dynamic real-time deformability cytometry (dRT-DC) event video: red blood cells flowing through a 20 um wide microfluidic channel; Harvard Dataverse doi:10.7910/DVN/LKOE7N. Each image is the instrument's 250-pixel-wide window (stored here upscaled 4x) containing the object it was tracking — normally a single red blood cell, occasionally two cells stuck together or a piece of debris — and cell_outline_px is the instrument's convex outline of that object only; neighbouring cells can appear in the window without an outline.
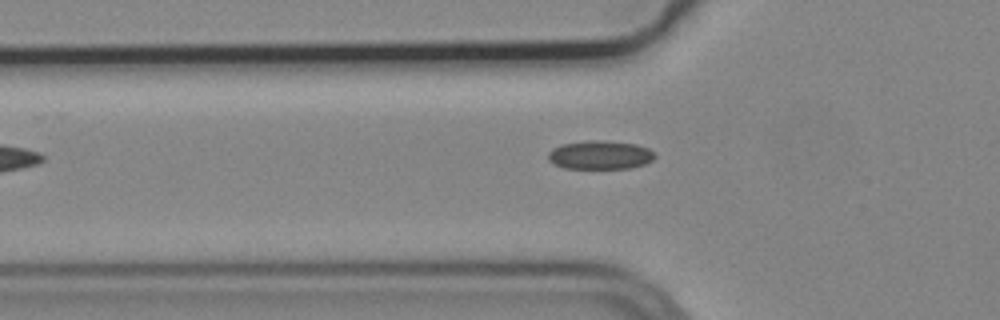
{"species": "common noctule bat (a hibernating species)", "species_latin": "Nyctalus noctula", "temperature_condition": "cold", "stored_images_in_passage": 6, "camera_frame_rate_fps": 3000, "um_per_image_px": 0.085, "animal": {"sex": "male", "body_mass_g": 19.2, "forearm_length_mm": 51.8}, "frame": {"image": 1, "passage_image": 6, "time_ms": 1.667, "image_size_px": [1000, 320], "cell_outline_px": [[656, 156], [652, 160], [644, 164], [628, 168], [564, 168], [552, 164], [548, 160], [548, 152], [552, 148], [560, 144], [588, 140], [600, 140], [636, 144], [648, 148], [656, 152]], "centroid_in_image_um": [50.98, 13.16], "position_along_channel_um": 74.8, "area_um2": 17.98}}